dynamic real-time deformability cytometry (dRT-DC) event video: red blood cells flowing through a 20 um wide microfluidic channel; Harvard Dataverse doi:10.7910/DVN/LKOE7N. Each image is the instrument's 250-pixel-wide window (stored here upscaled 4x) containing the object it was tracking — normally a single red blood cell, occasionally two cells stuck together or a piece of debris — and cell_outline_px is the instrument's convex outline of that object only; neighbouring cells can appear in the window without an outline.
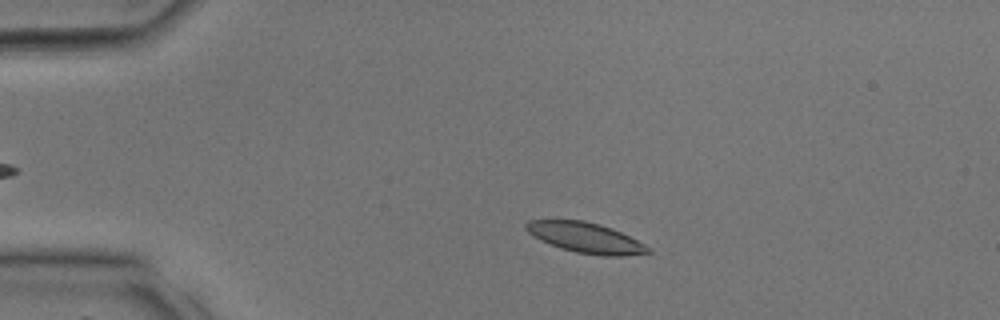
{"species": "common noctule bat (a hibernating species)", "species_latin": "Nyctalus noctula", "temperature_condition": "room temperature", "stored_images_in_passage": 30, "camera_frame_rate_fps": 3000, "um_per_image_px": 0.085, "animal": {"sex": "male", "body_mass_g": 17.9, "forearm_length_mm": 54.2}, "frame": {"image": 1, "passage_image": 5, "time_ms": 1.333, "image_size_px": [1000, 320], "cell_outline_px": [[652, 252], [624, 256], [604, 256], [576, 252], [552, 244], [528, 232], [524, 228], [524, 224], [528, 220], [584, 220], [600, 224], [612, 228], [652, 248]], "centroid_in_image_um": [49.82, 20.2], "position_along_channel_um": 35.2, "area_um2": 21.21}}
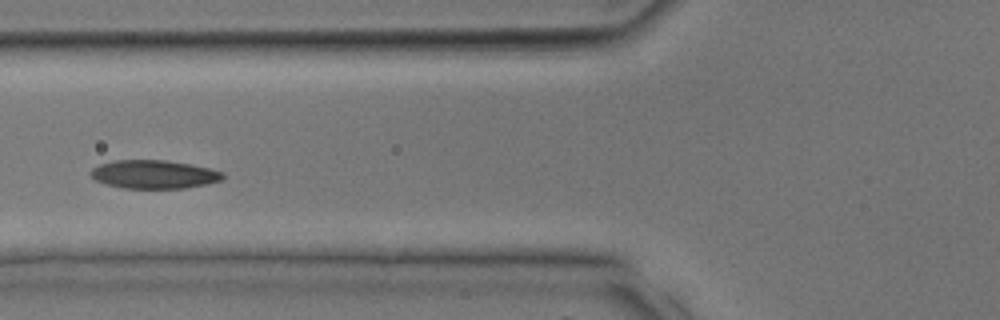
{"frame": {"image": 2, "passage_image": 11, "time_ms": 3.333, "image_size_px": [1000, 320], "cell_outline_px": [[224, 176], [220, 180], [204, 184], [184, 188], [124, 188], [108, 184], [96, 180], [92, 176], [92, 168], [100, 164], [116, 160], [168, 160], [212, 168], [224, 172]], "centroid_in_image_um": [13.12, 14.81], "position_along_channel_um": 112.7, "area_um2": 21.68}}
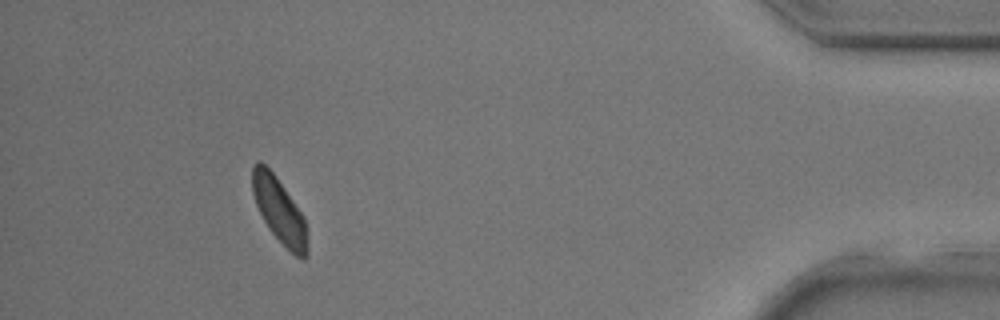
{"frame": {"image": 3, "passage_image": 28, "time_ms": 9.0, "image_size_px": [1000, 320], "cell_outline_px": [[308, 252], [304, 260], [296, 256], [272, 232], [264, 220], [256, 204], [252, 192], [252, 168], [256, 160], [260, 160], [276, 176], [300, 212], [304, 220], [308, 244]], "centroid_in_image_um": [23.72, 17.86], "position_along_channel_um": 411.5, "area_um2": 20.29}}